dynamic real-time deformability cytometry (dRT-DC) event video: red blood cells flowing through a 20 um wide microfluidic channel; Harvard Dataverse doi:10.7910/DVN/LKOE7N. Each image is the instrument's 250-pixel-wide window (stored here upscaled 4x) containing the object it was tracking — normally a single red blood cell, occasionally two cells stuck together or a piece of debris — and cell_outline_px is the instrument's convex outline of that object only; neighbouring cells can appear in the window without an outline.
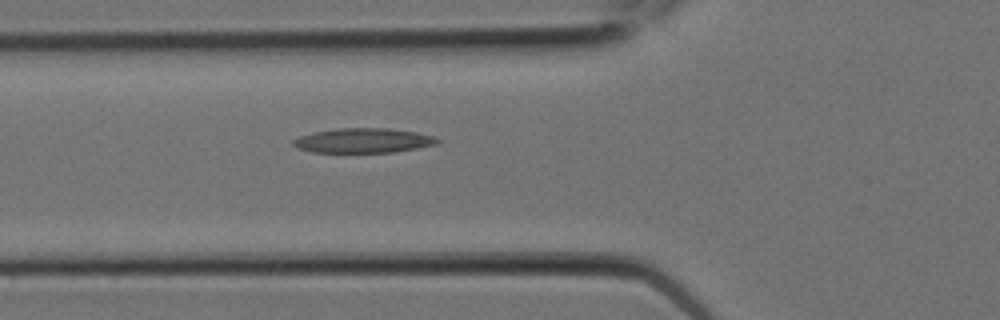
{"species": "Egyptian fruit bat (a non-hibernating species)", "species_latin": "Rousettus aegyptiacus", "temperature_condition": "room temperature", "stored_images_in_passage": 4, "camera_frame_rate_fps": 3000, "um_per_image_px": 0.085, "animal": {"sex": "female"}, "frame": {"image": 1, "passage_image": 4, "time_ms": 1.0, "image_size_px": [1000, 320], "cell_outline_px": [[440, 140], [436, 144], [416, 148], [392, 152], [312, 152], [300, 148], [292, 144], [292, 140], [300, 136], [316, 132], [336, 128], [388, 128], [416, 132], [432, 136]], "centroid_in_image_um": [30.87, 11.94], "position_along_channel_um": 94.9, "area_um2": 20.4}}